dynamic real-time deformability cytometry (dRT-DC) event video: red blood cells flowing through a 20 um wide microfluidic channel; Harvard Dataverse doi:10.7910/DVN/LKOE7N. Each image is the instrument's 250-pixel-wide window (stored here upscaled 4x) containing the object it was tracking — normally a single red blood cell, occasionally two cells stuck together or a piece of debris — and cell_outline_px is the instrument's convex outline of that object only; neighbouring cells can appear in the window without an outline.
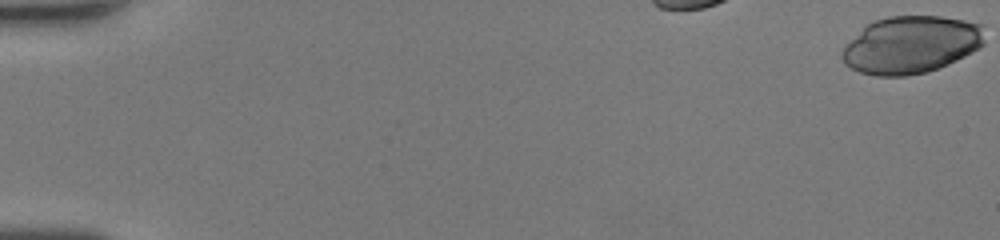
{"species": "human", "species_latin": "Homo sapiens", "temperature_condition": "room temperature", "stored_images_in_passage": 34, "camera_frame_rate_fps": 3000, "um_per_image_px": 0.085, "donor": {"sex": "female"}, "frame": {"image": 1, "passage_image": 1, "time_ms": 0.0, "image_size_px": [1000, 240], "cell_outline_px": [[984, 44], [964, 56], [948, 64], [928, 72], [908, 76], [876, 76], [860, 72], [844, 64], [844, 48], [868, 24], [876, 20], [888, 16], [940, 16], [964, 20], [984, 24]], "centroid_in_image_um": [77.5, 3.8], "position_along_channel_um": 7.5, "area_um2": 47.28}}
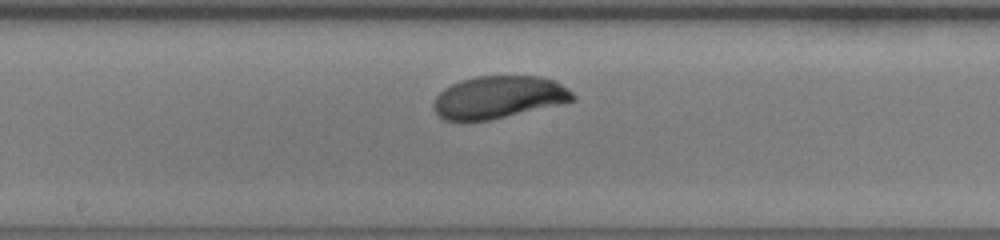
{"frame": {"image": 2, "passage_image": 21, "time_ms": 6.667, "image_size_px": [1000, 240], "cell_outline_px": [[576, 100], [488, 120], [444, 120], [432, 108], [432, 104], [436, 96], [444, 88], [460, 80], [476, 76], [536, 76], [552, 80], [568, 88], [576, 96]], "centroid_in_image_um": [42.35, 8.25], "position_along_channel_um": 205.8, "area_um2": 34.04}}
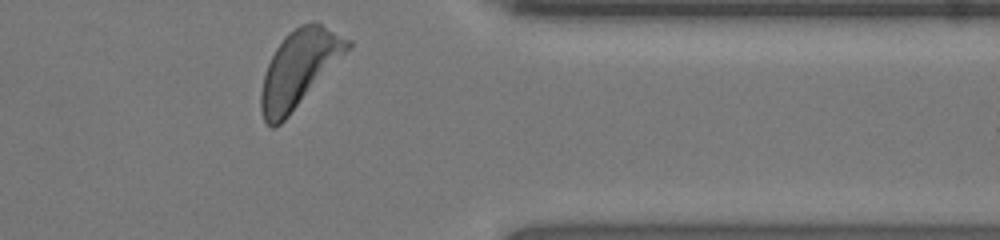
{"frame": {"image": 3, "passage_image": 34, "time_ms": 11.0, "image_size_px": [1000, 240], "cell_outline_px": [[352, 48], [288, 116], [276, 128], [272, 128], [264, 120], [260, 108], [260, 92], [264, 76], [268, 64], [276, 48], [284, 36], [300, 24], [320, 24], [352, 40]], "centroid_in_image_um": [25.43, 5.85], "position_along_channel_um": 386.0, "area_um2": 38.21}, "authors_computed_cell_mechanics": {"area_um2": 35.5759, "velocity_mm_per_s": 4.362, "shape_relaxation_time_tau1_ms": 1.7808, "shape_relaxation_time_tau2_ms": null, "deformation_change_tau1": 0.1113, "deformation_change_tau2": null}}